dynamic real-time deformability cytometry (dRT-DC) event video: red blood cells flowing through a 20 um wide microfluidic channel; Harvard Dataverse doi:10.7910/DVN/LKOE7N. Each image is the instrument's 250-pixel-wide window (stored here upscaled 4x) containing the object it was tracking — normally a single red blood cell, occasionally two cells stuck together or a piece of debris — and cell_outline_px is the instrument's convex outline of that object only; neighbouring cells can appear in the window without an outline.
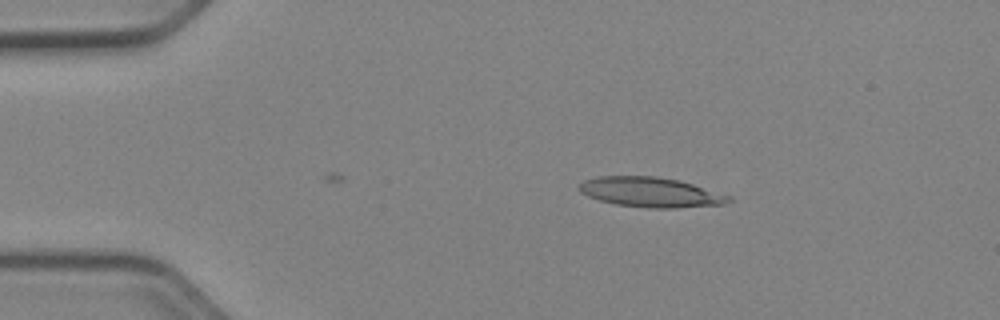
{"species": "Egyptian fruit bat (a non-hibernating species)", "species_latin": "Rousettus aegyptiacus", "temperature_condition": "cold", "stored_images_in_passage": 13, "camera_frame_rate_fps": 3000, "um_per_image_px": 0.085, "animal": {"sex": "female"}, "frame": {"image": 1, "passage_image": 1, "time_ms": 0.0, "image_size_px": [1000, 320], "cell_outline_px": [[732, 200], [724, 204], [676, 208], [648, 208], [616, 204], [600, 200], [588, 196], [580, 192], [576, 188], [576, 184], [584, 180], [596, 176], [656, 176], [680, 180], [732, 196]], "centroid_in_image_um": [55.27, 16.33], "position_along_channel_um": 29.7, "area_um2": 26.3}}
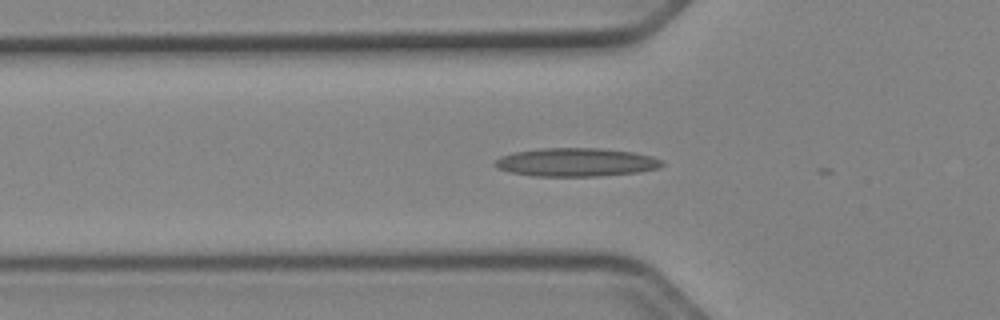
{"frame": {"image": 2, "passage_image": 9, "time_ms": 2.667, "image_size_px": [1000, 320], "cell_outline_px": [[664, 164], [660, 168], [640, 172], [600, 176], [532, 176], [508, 172], [496, 168], [492, 164], [500, 156], [516, 152], [540, 148], [600, 148], [632, 152], [652, 156], [664, 160]], "centroid_in_image_um": [48.97, 13.8], "position_along_channel_um": 76.8, "area_um2": 27.98}}
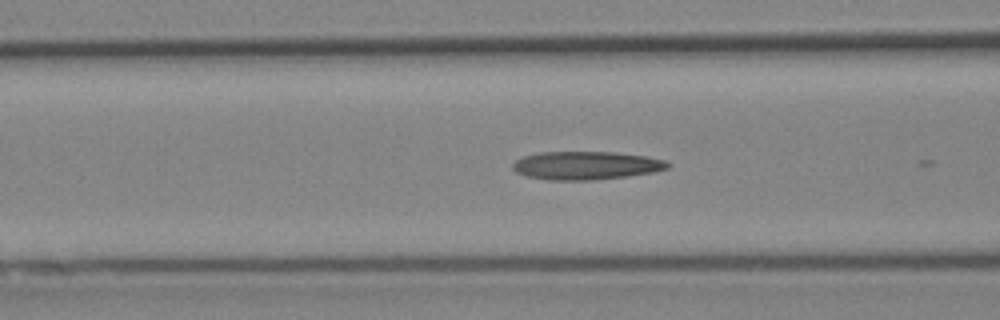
{"frame": {"image": 3, "passage_image": 12, "time_ms": 3.667, "image_size_px": [1000, 320], "cell_outline_px": [[672, 164], [668, 168], [656, 172], [628, 176], [592, 180], [548, 180], [528, 176], [516, 172], [512, 168], [512, 164], [516, 160], [524, 156], [540, 152], [616, 152], [648, 156], [664, 160]], "centroid_in_image_um": [49.86, 14.06], "position_along_channel_um": 116.7, "area_um2": 25.66}}